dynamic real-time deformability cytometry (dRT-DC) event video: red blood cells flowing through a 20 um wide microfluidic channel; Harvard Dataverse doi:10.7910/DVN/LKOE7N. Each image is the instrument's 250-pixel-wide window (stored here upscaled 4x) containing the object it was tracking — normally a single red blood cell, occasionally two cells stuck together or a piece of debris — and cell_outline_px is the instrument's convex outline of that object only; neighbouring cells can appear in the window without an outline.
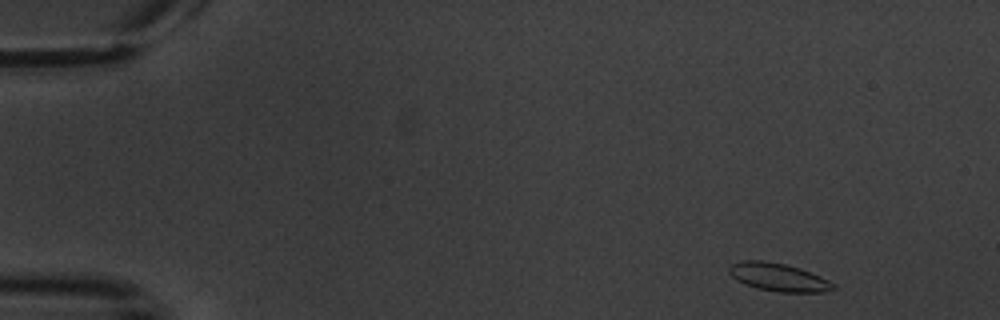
{"species": "common noctule bat (a hibernating species)", "species_latin": "Nyctalus noctula", "temperature_condition": "warm", "stored_images_in_passage": 6, "camera_frame_rate_fps": 3000, "um_per_image_px": 0.085, "animal": {"sex": "male", "body_mass_g": 20.1, "forearm_length_mm": 53.5}, "frame": {"image": 1, "passage_image": 1, "time_ms": 0.0, "image_size_px": [1000, 320], "cell_outline_px": [[836, 288], [824, 292], [780, 292], [756, 288], [744, 284], [736, 280], [728, 272], [728, 268], [732, 264], [740, 260], [764, 260], [784, 264], [800, 268], [820, 276], [836, 284]], "centroid_in_image_um": [66.15, 23.56], "position_along_channel_um": 18.8, "area_um2": 17.11}}
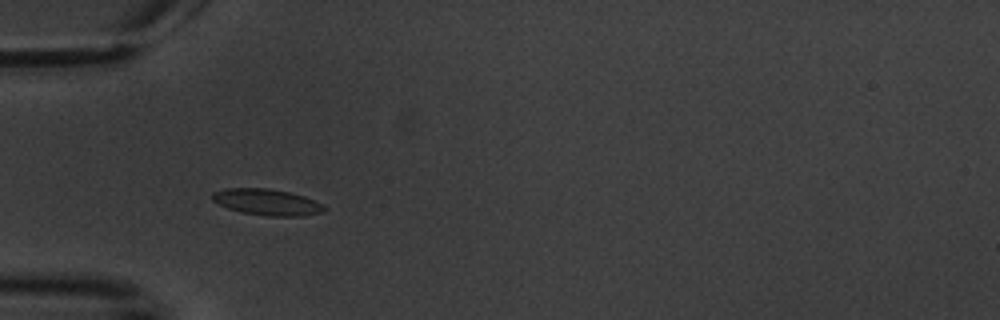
{"frame": {"image": 2, "passage_image": 4, "time_ms": 4.333, "image_size_px": [1000, 320], "cell_outline_px": [[328, 208], [324, 212], [304, 216], [268, 216], [240, 212], [228, 208], [212, 200], [212, 192], [224, 188], [268, 188], [288, 192], [304, 196]], "centroid_in_image_um": [22.68, 17.18], "position_along_channel_um": 62.3, "area_um2": 17.11}}
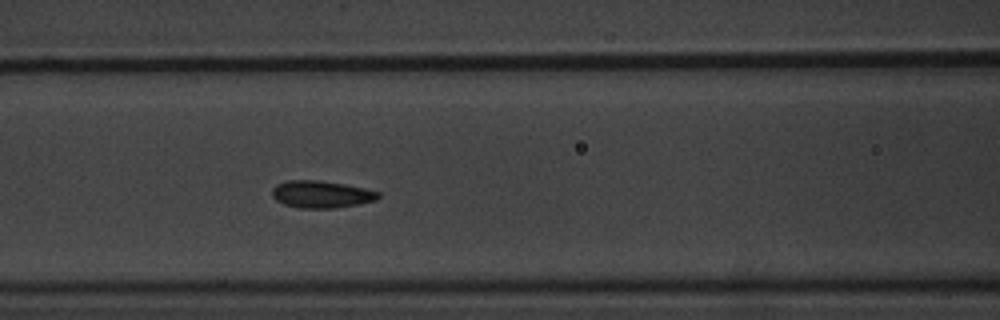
{"frame": {"image": 3, "passage_image": 6, "time_ms": 6.667, "image_size_px": [1000, 320], "cell_outline_px": [[380, 196], [376, 200], [360, 204], [336, 208], [300, 208], [284, 204], [276, 200], [272, 196], [272, 188], [276, 184], [288, 180], [320, 180], [344, 184], [364, 188], [380, 192]], "centroid_in_image_um": [27.31, 16.51], "position_along_channel_um": 139.3, "area_um2": 16.94}}